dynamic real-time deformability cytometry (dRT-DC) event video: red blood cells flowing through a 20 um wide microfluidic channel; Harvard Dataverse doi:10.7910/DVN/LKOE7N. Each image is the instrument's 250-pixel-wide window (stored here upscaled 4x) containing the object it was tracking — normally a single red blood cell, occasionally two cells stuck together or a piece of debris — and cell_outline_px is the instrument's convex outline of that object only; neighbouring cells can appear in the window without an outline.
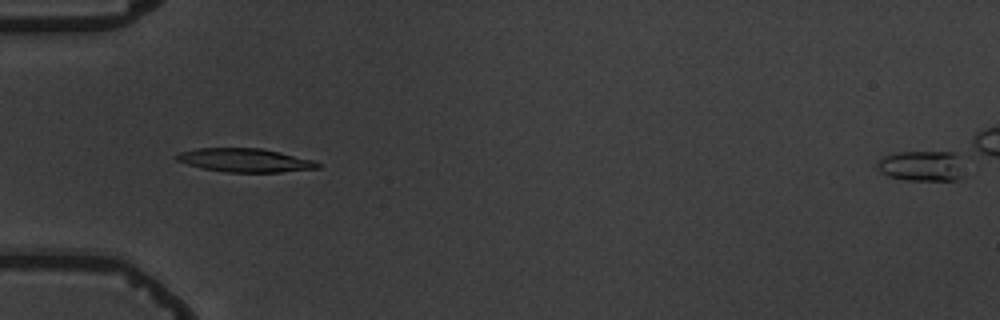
{"species": "common noctule bat (a hibernating species)", "species_latin": "Nyctalus noctula", "temperature_condition": "warm", "stored_images_in_passage": 6, "camera_frame_rate_fps": 3000, "um_per_image_px": 0.085, "animal": {"sex": "male", "body_mass_g": 19.5, "forearm_length_mm": 54.6}, "frame": {"image": 1, "passage_image": 5, "time_ms": 4.667, "image_size_px": [1000, 320], "cell_outline_px": [[320, 168], [280, 172], [228, 172], [200, 168], [176, 160], [176, 156], [180, 152], [196, 148], [260, 148], [280, 152], [312, 160], [320, 164]], "centroid_in_image_um": [20.81, 13.62], "position_along_channel_um": 64.2, "area_um2": 19.25}}